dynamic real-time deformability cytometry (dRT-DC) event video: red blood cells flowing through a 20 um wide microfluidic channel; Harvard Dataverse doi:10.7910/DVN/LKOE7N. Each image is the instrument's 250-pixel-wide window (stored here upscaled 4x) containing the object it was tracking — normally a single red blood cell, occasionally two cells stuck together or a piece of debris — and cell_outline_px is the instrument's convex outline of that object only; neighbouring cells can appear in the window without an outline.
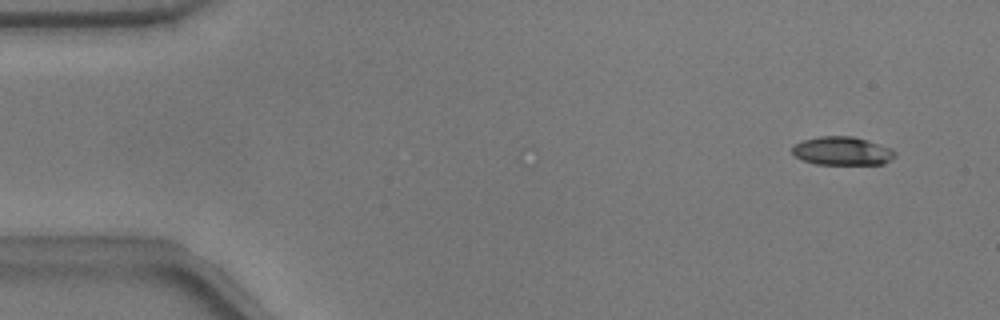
{"species": "common noctule bat (a hibernating species)", "species_latin": "Nyctalus noctula", "temperature_condition": "warm", "stored_images_in_passage": 13, "camera_frame_rate_fps": 3000, "um_per_image_px": 0.085, "animal": {"sex": "male", "body_mass_g": 17.9}, "frame": {"image": 1, "passage_image": 1, "time_ms": 0.0, "image_size_px": [1000, 320], "cell_outline_px": [[896, 156], [884, 164], [816, 164], [804, 160], [796, 156], [792, 152], [792, 148], [796, 144], [804, 140], [820, 136], [852, 136], [888, 148], [896, 152]], "centroid_in_image_um": [71.58, 12.84], "position_along_channel_um": 13.4, "area_um2": 16.65}}